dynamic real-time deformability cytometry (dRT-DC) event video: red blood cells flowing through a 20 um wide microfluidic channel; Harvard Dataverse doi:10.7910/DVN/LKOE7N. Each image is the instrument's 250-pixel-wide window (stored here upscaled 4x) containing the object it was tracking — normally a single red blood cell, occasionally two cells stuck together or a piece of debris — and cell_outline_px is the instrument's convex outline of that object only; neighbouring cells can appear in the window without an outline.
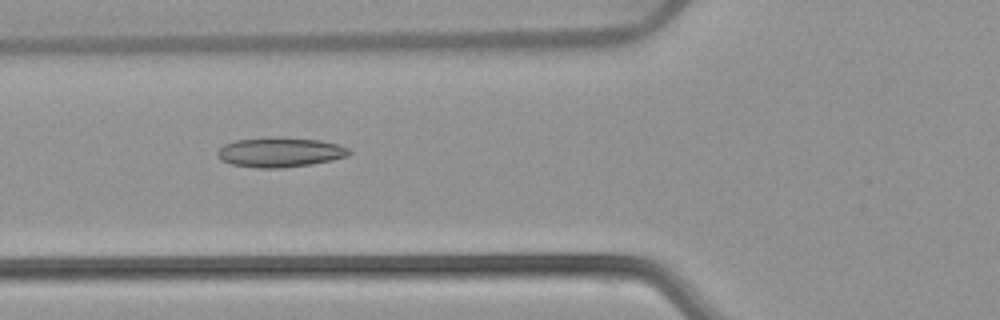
{"species": "common noctule bat (a hibernating species)", "species_latin": "Nyctalus noctula", "temperature_condition": "warm", "stored_images_in_passage": 53, "camera_frame_rate_fps": 3000, "um_per_image_px": 0.085, "animal": {"sex": "female", "body_mass_g": 22.7, "forearm_length_mm": 54.2}, "frame": {"image": 1, "passage_image": 20, "time_ms": 6.333, "image_size_px": [1000, 320], "cell_outline_px": [[352, 152], [348, 156], [332, 160], [312, 164], [280, 168], [256, 168], [232, 164], [220, 160], [216, 156], [216, 152], [224, 144], [236, 140], [280, 136], [320, 140], [336, 144], [348, 148]], "centroid_in_image_um": [23.78, 12.94], "position_along_channel_um": 102.0, "area_um2": 23.0}}
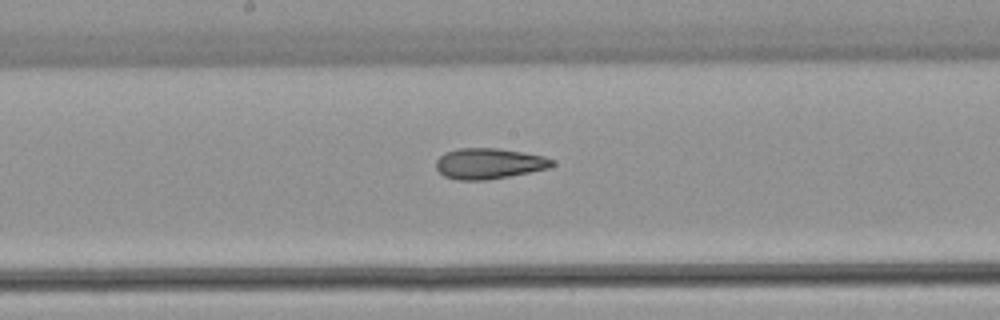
{"frame": {"image": 2, "passage_image": 28, "time_ms": 9.0, "image_size_px": [1000, 320], "cell_outline_px": [[556, 164], [548, 168], [508, 176], [484, 180], [456, 180], [444, 176], [436, 168], [436, 160], [444, 152], [460, 148], [496, 148], [524, 152], [544, 156], [556, 160]], "centroid_in_image_um": [41.56, 13.89], "position_along_channel_um": 206.6, "area_um2": 20.81}}
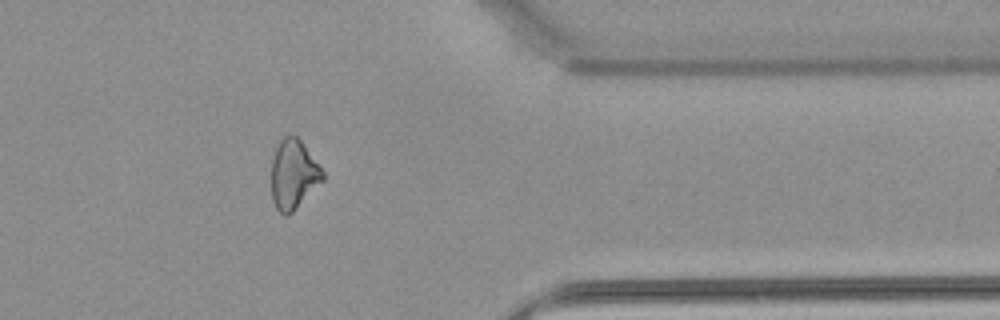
{"frame": {"image": 3, "passage_image": 43, "time_ms": 14.0, "image_size_px": [1000, 320], "cell_outline_px": [[324, 180], [288, 216], [284, 216], [276, 208], [272, 200], [272, 156], [280, 140], [288, 132], [296, 136], [304, 144], [324, 172]], "centroid_in_image_um": [24.94, 14.81], "position_along_channel_um": 386.5, "area_um2": 20.81}, "authors_computed_cell_mechanics": {"area_um2": 22.7154, "velocity_mm_per_s": 3.9153, "shape_relaxation_time_tau1_ms": null, "shape_relaxation_time_tau2_ms": 2.8055, "deformation_change_tau1": null, "deformation_change_tau2": 0.1078}}